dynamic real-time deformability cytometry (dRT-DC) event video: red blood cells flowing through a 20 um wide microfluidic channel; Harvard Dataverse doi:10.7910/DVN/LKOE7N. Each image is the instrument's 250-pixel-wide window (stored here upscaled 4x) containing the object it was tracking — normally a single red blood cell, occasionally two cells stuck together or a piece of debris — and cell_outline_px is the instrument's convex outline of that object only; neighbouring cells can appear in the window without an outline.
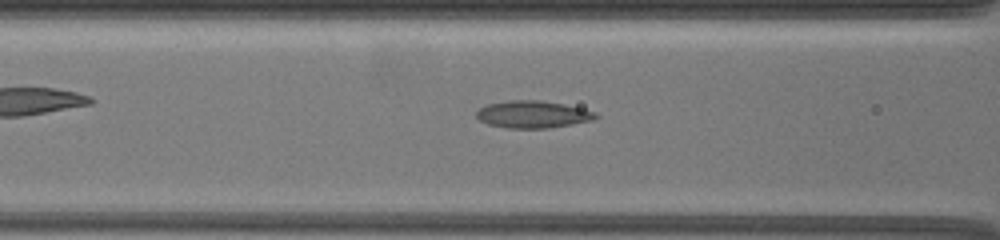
{"species": "common noctule bat (a hibernating species)", "species_latin": "Nyctalus noctula", "temperature_condition": "warm", "stored_images_in_passage": 77, "camera_frame_rate_fps": 3000, "um_per_image_px": 0.085, "animal": {"sex": "female", "body_mass_g": 19.5, "forearm_length_mm": 54.1}, "frame": {"image": 1, "passage_image": 29, "time_ms": 10.0, "image_size_px": [1000, 240], "cell_outline_px": [[600, 116], [592, 120], [572, 124], [548, 128], [508, 128], [488, 124], [480, 120], [476, 116], [476, 112], [480, 108], [488, 104], [508, 100], [540, 100], [564, 104], [584, 108], [596, 112]], "centroid_in_image_um": [45.32, 9.71], "position_along_channel_um": 121.3, "area_um2": 18.96}}
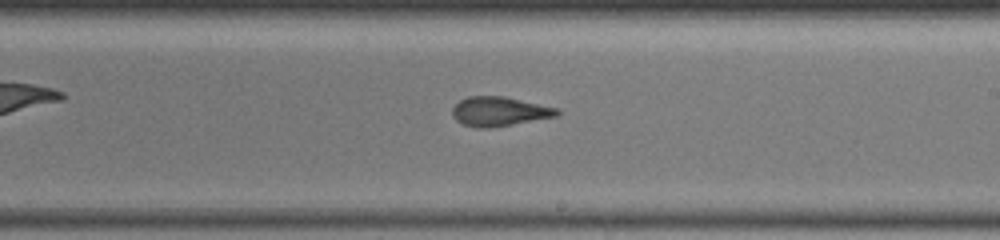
{"frame": {"image": 2, "passage_image": 45, "time_ms": 13.667, "image_size_px": [1000, 240], "cell_outline_px": [[560, 116], [488, 128], [476, 128], [464, 124], [456, 120], [452, 116], [452, 108], [460, 100], [468, 96], [504, 96], [560, 108]], "centroid_in_image_um": [42.48, 9.47], "position_along_channel_um": 246.5, "area_um2": 18.03}}
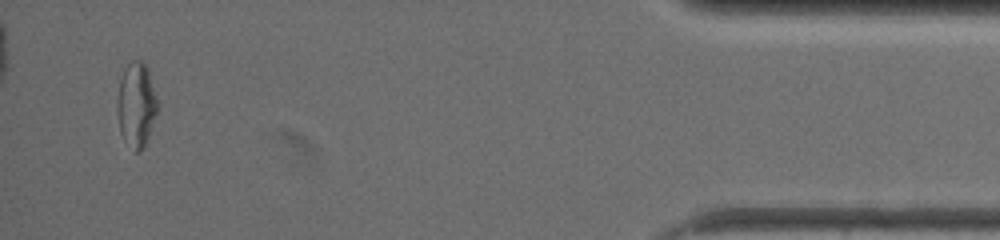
{"frame": {"image": 3, "passage_image": 74, "time_ms": 20.667, "image_size_px": [1000, 240], "cell_outline_px": [[160, 108], [144, 148], [140, 152], [132, 152], [124, 140], [120, 132], [116, 108], [116, 100], [120, 80], [124, 68], [132, 60], [140, 60], [148, 68]], "centroid_in_image_um": [11.6, 8.95], "position_along_channel_um": 423.6, "area_um2": 20.52}, "authors_computed_cell_mechanics": {"area_um2": 18.9584, "velocity_mm_per_s": 3.4167, "shape_relaxation_time_tau1_ms": null, "shape_relaxation_time_tau2_ms": 2.3905, "deformation_change_tau1": null, "deformation_change_tau2": 0.1097}}